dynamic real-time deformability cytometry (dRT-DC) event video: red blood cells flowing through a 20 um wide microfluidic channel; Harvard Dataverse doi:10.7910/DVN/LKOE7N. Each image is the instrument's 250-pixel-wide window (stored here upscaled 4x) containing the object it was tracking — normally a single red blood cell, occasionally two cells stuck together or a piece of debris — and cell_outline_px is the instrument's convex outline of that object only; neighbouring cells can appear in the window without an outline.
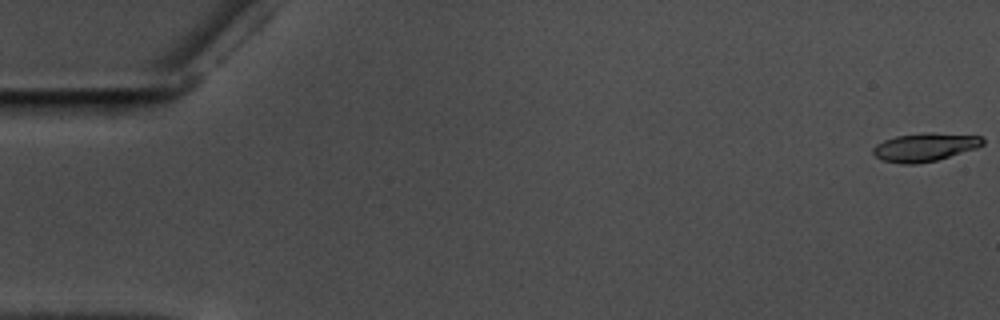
{"species": "common noctule bat (a hibernating species)", "species_latin": "Nyctalus noctula", "temperature_condition": "warm", "stored_images_in_passage": 15, "camera_frame_rate_fps": 3000, "um_per_image_px": 0.085, "animal": {"sex": "male", "body_mass_g": 17.5, "forearm_length_mm": 52.3}, "frame": {"image": 1, "passage_image": 1, "time_ms": 0.0, "image_size_px": [1000, 320], "cell_outline_px": [[984, 144], [976, 148], [936, 160], [916, 164], [904, 164], [884, 160], [876, 156], [872, 152], [872, 148], [876, 144], [884, 140], [896, 136], [924, 132], [932, 132], [980, 136], [984, 140]], "centroid_in_image_um": [78.6, 12.49], "position_along_channel_um": 6.4, "area_um2": 17.98}}